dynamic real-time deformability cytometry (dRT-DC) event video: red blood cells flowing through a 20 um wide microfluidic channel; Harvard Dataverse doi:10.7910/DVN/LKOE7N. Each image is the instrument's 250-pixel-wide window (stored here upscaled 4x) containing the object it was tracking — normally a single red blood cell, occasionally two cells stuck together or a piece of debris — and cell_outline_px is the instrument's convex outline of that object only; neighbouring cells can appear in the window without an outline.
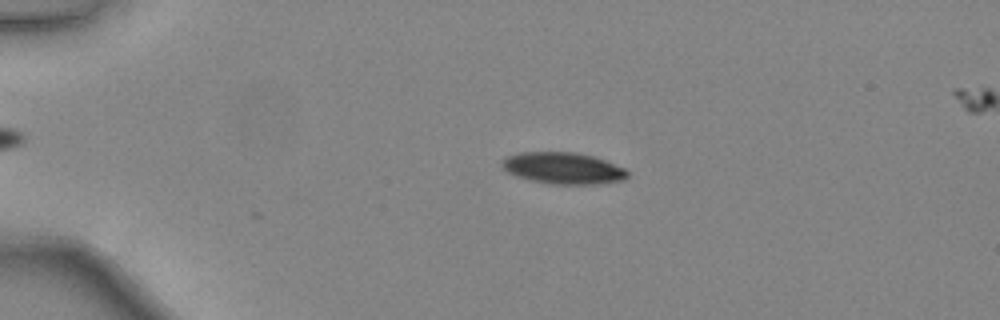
{"species": "common noctule bat (a hibernating species)", "species_latin": "Nyctalus noctula", "temperature_condition": "warm", "stored_images_in_passage": 37, "camera_frame_rate_fps": 3000, "um_per_image_px": 0.085, "animal": {"sex": "female", "body_mass_g": 24.6, "forearm_length_mm": 56.2}, "frame": {"image": 1, "passage_image": 11, "time_ms": 3.333, "image_size_px": [1000, 320], "cell_outline_px": [[628, 176], [624, 180], [596, 184], [552, 184], [532, 180], [516, 176], [500, 168], [500, 160], [516, 152], [576, 152], [592, 156], [604, 160], [624, 168], [628, 172]], "centroid_in_image_um": [47.82, 14.29], "position_along_channel_um": 37.2, "area_um2": 23.18}}
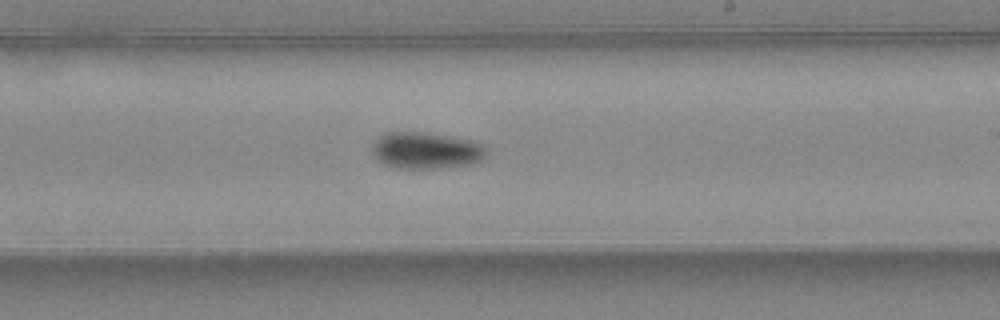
{"frame": {"image": 2, "passage_image": 22, "time_ms": 7.0, "image_size_px": [1000, 320], "cell_outline_px": [[488, 156], [484, 160], [476, 164], [444, 168], [392, 168], [376, 160], [372, 152], [372, 144], [384, 132], [424, 132], [472, 140], [488, 148]], "centroid_in_image_um": [36.26, 12.81], "position_along_channel_um": 252.7, "area_um2": 24.97}}
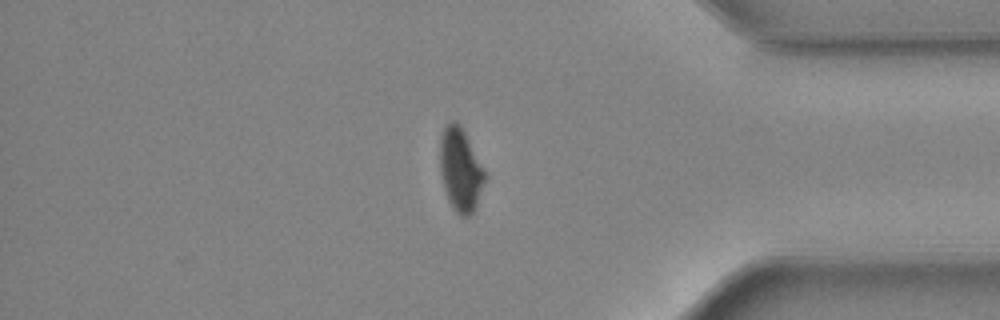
{"frame": {"image": 3, "passage_image": 33, "time_ms": 10.667, "image_size_px": [1000, 320], "cell_outline_px": [[484, 180], [476, 204], [472, 212], [468, 216], [460, 216], [452, 208], [448, 200], [444, 188], [440, 168], [440, 140], [444, 128], [452, 120], [460, 124], [484, 168]], "centroid_in_image_um": [39.11, 14.42], "position_along_channel_um": 396.1, "area_um2": 21.27}}